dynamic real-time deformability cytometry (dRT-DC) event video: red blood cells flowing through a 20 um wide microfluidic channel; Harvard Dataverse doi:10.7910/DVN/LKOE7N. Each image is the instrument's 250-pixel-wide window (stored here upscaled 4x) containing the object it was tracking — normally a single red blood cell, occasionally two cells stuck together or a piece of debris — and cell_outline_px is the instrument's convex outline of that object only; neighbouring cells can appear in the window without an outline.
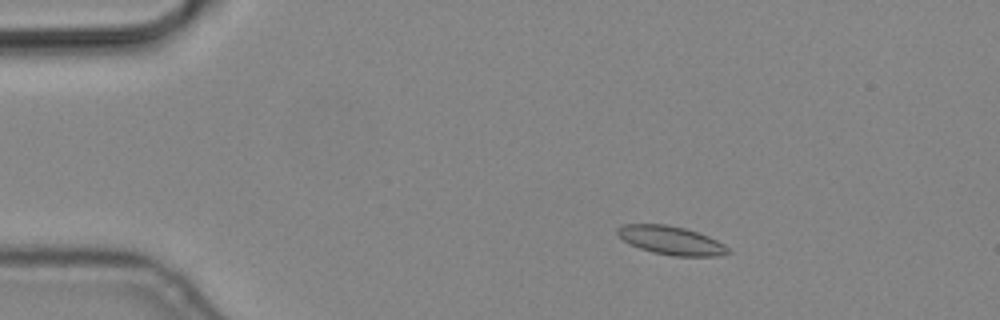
{"species": "common noctule bat (a hibernating species)", "species_latin": "Nyctalus noctula", "temperature_condition": "cold", "stored_images_in_passage": 4, "camera_frame_rate_fps": 3000, "um_per_image_px": 0.085, "animal": {"sex": "male", "body_mass_g": 19.2, "forearm_length_mm": 51.8}, "frame": {"image": 1, "passage_image": 3, "time_ms": 0.667, "image_size_px": [1000, 320], "cell_outline_px": [[732, 252], [720, 256], [672, 256], [652, 252], [640, 248], [624, 240], [616, 232], [616, 228], [624, 224], [668, 224], [684, 228], [708, 236], [724, 244]], "centroid_in_image_um": [57.06, 20.43], "position_along_channel_um": 27.9, "area_um2": 18.32}}